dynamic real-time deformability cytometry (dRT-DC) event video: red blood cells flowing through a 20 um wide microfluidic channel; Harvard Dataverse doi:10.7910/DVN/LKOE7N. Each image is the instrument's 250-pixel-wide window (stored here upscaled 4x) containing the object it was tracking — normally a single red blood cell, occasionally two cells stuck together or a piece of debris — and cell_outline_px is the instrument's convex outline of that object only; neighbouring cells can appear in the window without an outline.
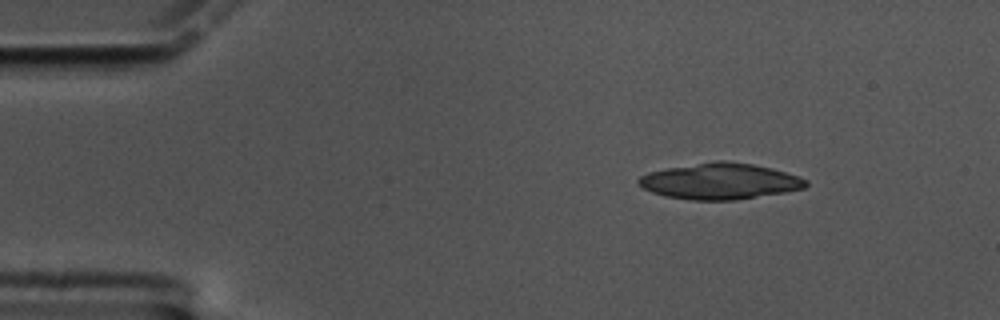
{"species": "common noctule bat (a hibernating species)", "species_latin": "Nyctalus noctula", "temperature_condition": "cold", "stored_images_in_passage": 13, "camera_frame_rate_fps": 3000, "um_per_image_px": 0.085, "animal": {"sex": "male", "body_mass_g": 17.5, "forearm_length_mm": 52.3}, "frame": {"image": 1, "passage_image": 1, "time_ms": 0.0, "image_size_px": [1000, 320], "cell_outline_px": [[808, 184], [804, 188], [784, 192], [736, 200], [692, 200], [664, 196], [652, 192], [644, 188], [636, 180], [640, 176], [648, 172], [668, 168], [716, 160], [728, 160], [752, 164], [772, 168], [808, 180]], "centroid_in_image_um": [61.18, 15.4], "position_along_channel_um": 23.8, "area_um2": 35.03}}